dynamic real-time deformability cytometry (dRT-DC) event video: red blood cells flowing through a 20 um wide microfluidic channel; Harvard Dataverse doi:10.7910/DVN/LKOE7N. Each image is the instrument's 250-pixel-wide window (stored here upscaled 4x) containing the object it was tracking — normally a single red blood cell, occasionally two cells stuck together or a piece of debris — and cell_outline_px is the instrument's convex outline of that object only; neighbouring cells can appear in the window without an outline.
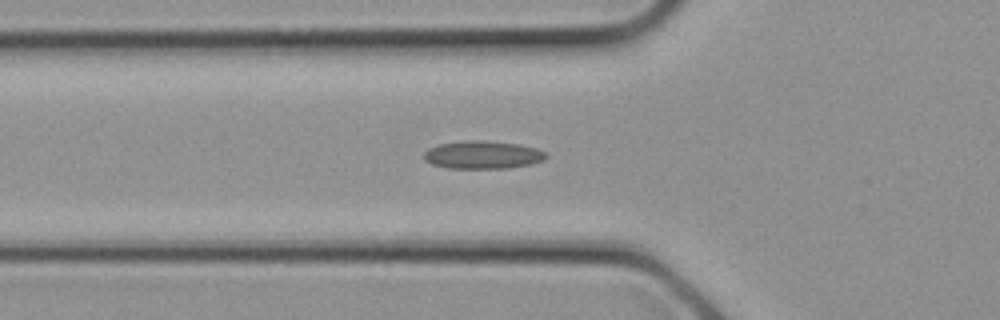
{"species": "common noctule bat (a hibernating species)", "species_latin": "Nyctalus noctula", "temperature_condition": "cold", "stored_images_in_passage": 16, "camera_frame_rate_fps": 3000, "um_per_image_px": 0.085, "animal": {"sex": "female", "body_mass_g": 21.9}, "frame": {"image": 1, "passage_image": 7, "time_ms": 2.0, "image_size_px": [1000, 320], "cell_outline_px": [[548, 156], [544, 160], [532, 164], [508, 168], [448, 168], [432, 164], [424, 160], [424, 152], [428, 148], [440, 144], [464, 140], [484, 140], [520, 144], [536, 148], [544, 152]], "centroid_in_image_um": [41.03, 13.16], "position_along_channel_um": 84.8, "area_um2": 20.0}}
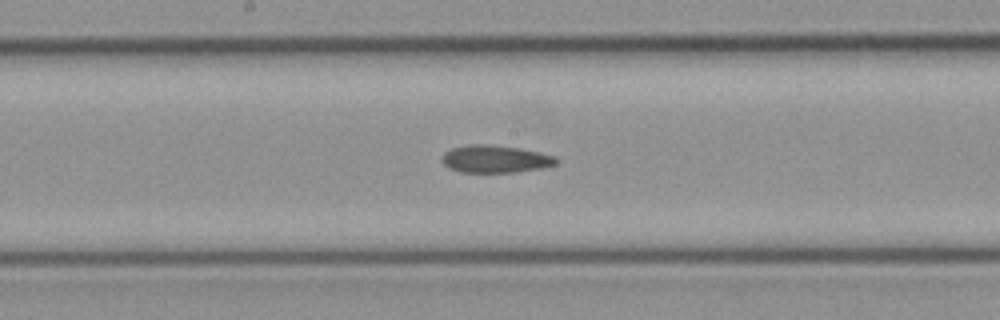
{"frame": {"image": 2, "passage_image": 12, "time_ms": 3.667, "image_size_px": [1000, 320], "cell_outline_px": [[560, 160], [556, 164], [544, 168], [516, 172], [460, 172], [448, 168], [440, 160], [444, 152], [452, 148], [472, 144], [480, 144], [520, 148], [540, 152], [556, 156]], "centroid_in_image_um": [42.12, 13.52], "position_along_channel_um": 206.1, "area_um2": 18.44}}
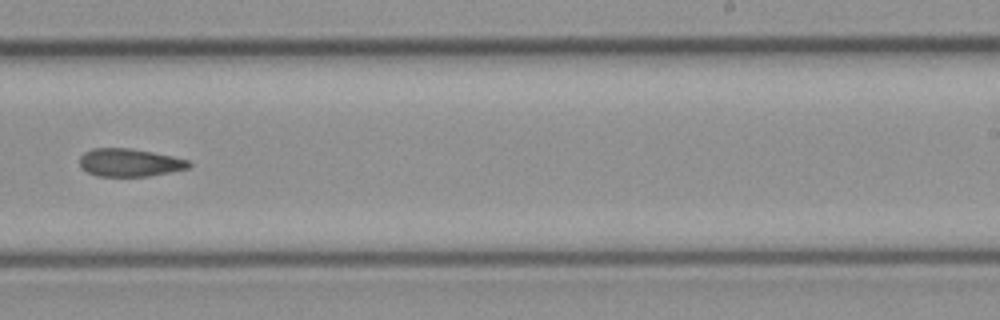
{"frame": {"image": 3, "passage_image": 15, "time_ms": 4.667, "image_size_px": [1000, 320], "cell_outline_px": [[192, 164], [188, 168], [148, 176], [96, 176], [80, 168], [80, 156], [84, 152], [92, 148], [132, 148], [172, 156], [188, 160]], "centroid_in_image_um": [10.98, 13.81], "position_along_channel_um": 278.0, "area_um2": 17.74}}